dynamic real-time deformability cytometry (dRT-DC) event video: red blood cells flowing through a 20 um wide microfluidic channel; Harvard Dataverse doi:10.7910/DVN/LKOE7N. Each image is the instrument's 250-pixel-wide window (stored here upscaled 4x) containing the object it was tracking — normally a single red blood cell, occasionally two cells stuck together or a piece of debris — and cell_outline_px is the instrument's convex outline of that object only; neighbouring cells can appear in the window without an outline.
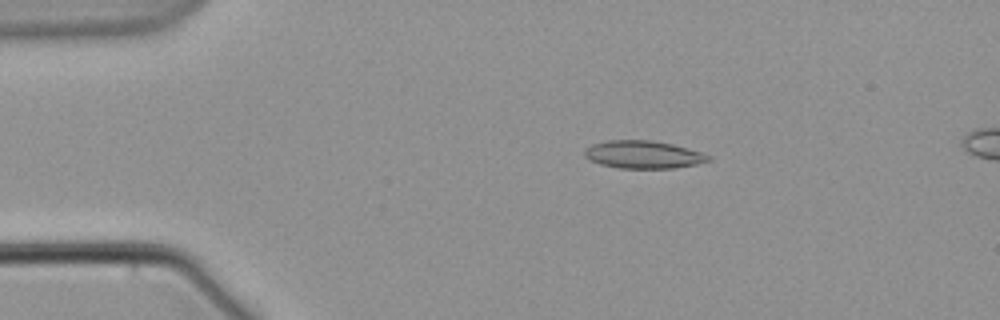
{"species": "common noctule bat (a hibernating species)", "species_latin": "Nyctalus noctula", "temperature_condition": "warm", "stored_images_in_passage": 6, "segment_of_instrument_passage": [1, 2], "camera_frame_rate_fps": 3000, "um_per_image_px": 0.085, "animal": {"sex": "male", "body_mass_g": 21.5, "forearm_length_mm": 52.0}, "frame": {"image": 1, "passage_image": 4, "time_ms": 3.333, "image_size_px": [1000, 320], "cell_outline_px": [[712, 160], [696, 164], [672, 168], [620, 168], [600, 164], [588, 160], [584, 156], [584, 148], [592, 144], [608, 140], [652, 140], [672, 144], [688, 148], [712, 156]], "centroid_in_image_um": [54.65, 13.13], "position_along_channel_um": 30.3, "area_um2": 20.11}}